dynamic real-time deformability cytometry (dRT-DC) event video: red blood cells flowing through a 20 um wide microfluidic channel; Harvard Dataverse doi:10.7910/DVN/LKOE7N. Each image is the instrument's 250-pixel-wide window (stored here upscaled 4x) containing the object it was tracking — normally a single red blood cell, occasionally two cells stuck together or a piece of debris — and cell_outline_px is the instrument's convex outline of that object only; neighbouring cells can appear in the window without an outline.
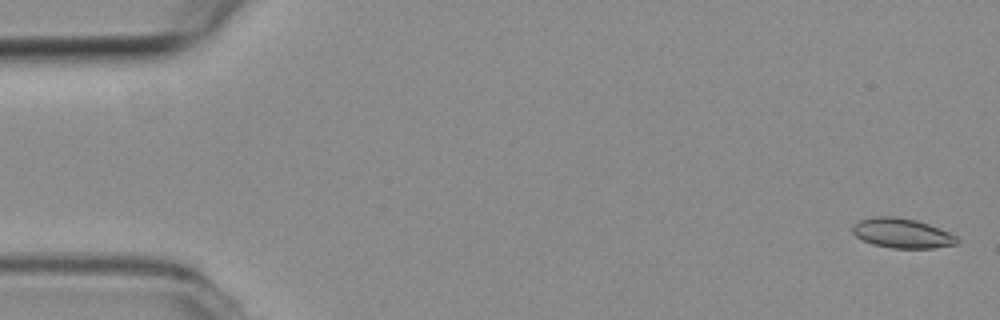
{"species": "common noctule bat (a hibernating species)", "species_latin": "Nyctalus noctula", "temperature_condition": "room temperature", "stored_images_in_passage": 32, "camera_frame_rate_fps": 3000, "um_per_image_px": 0.085, "animal": {"sex": "female", "body_mass_g": 19.3, "forearm_length_mm": 54.1}, "frame": {"image": 1, "passage_image": 2, "time_ms": 0.333, "image_size_px": [1000, 320], "cell_outline_px": [[960, 240], [956, 244], [932, 248], [892, 248], [872, 244], [856, 236], [852, 232], [852, 228], [860, 220], [872, 216], [892, 216], [916, 220], [928, 224], [948, 232], [956, 236]], "centroid_in_image_um": [76.67, 19.82], "position_along_channel_um": 8.3, "area_um2": 17.92}}
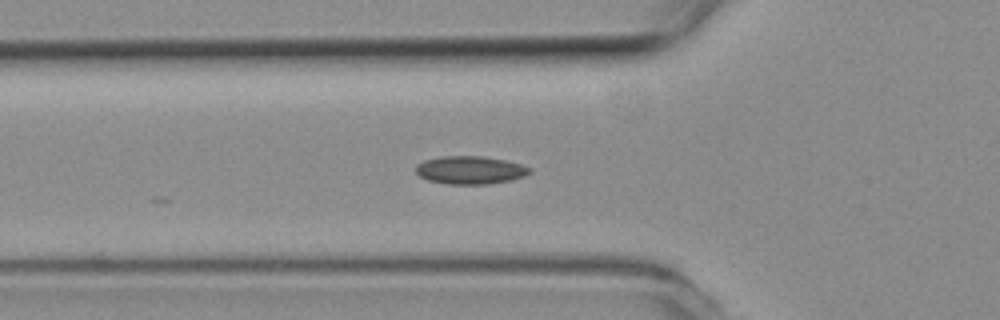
{"frame": {"image": 2, "passage_image": 19, "time_ms": 6.0, "image_size_px": [1000, 320], "cell_outline_px": [[532, 172], [524, 176], [512, 180], [488, 184], [448, 184], [428, 180], [420, 176], [416, 172], [416, 164], [424, 160], [440, 156], [484, 156], [508, 160], [532, 168]], "centroid_in_image_um": [39.99, 14.45], "position_along_channel_um": 85.8, "area_um2": 18.79}}
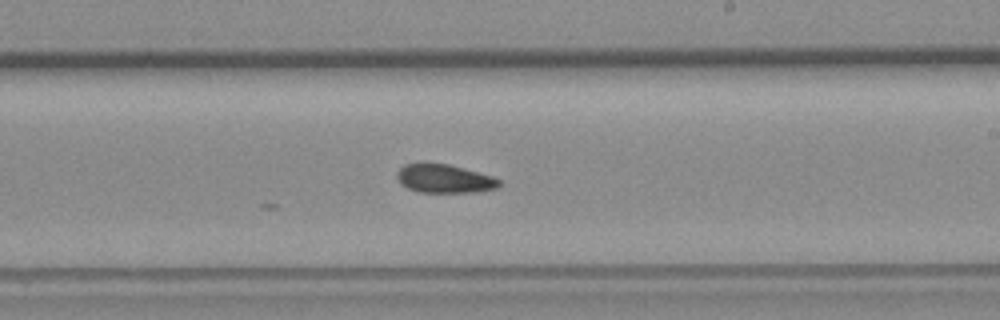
{"frame": {"image": 3, "passage_image": 32, "time_ms": 10.333, "image_size_px": [1000, 320], "cell_outline_px": [[500, 184], [496, 188], [476, 192], [416, 192], [400, 184], [396, 176], [396, 172], [404, 164], [448, 164], [492, 176], [500, 180]], "centroid_in_image_um": [37.74, 15.2], "position_along_channel_um": 251.3, "area_um2": 16.82}}